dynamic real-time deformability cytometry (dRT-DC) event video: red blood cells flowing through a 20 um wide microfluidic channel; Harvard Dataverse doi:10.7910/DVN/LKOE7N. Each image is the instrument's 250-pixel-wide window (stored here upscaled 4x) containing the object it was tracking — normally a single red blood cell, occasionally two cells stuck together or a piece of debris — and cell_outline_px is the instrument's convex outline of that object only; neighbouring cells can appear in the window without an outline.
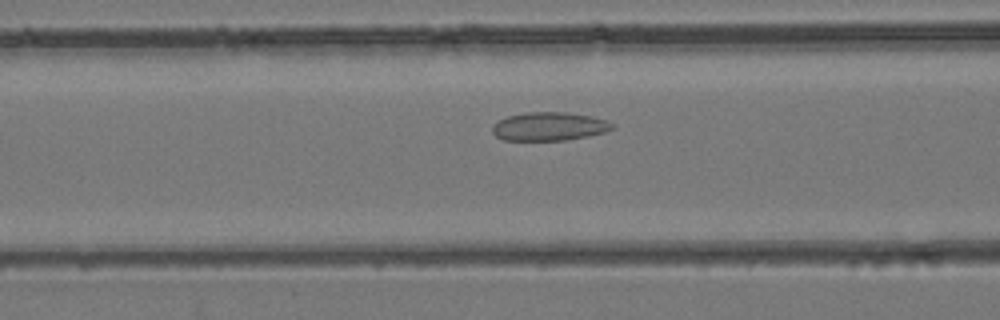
{"species": "common noctule bat (a hibernating species)", "species_latin": "Nyctalus noctula", "temperature_condition": "room temperature", "stored_images_in_passage": 35, "camera_frame_rate_fps": 3000, "um_per_image_px": 0.085, "animal": {"sex": "female", "body_mass_g": 24.6, "forearm_length_mm": 56.2}, "frame": {"image": 1, "passage_image": 9, "time_ms": 2.667, "image_size_px": [1000, 320], "cell_outline_px": [[616, 128], [604, 132], [588, 136], [564, 140], [504, 140], [496, 136], [492, 132], [492, 124], [496, 120], [508, 116], [524, 112], [568, 112], [592, 116], [608, 120]], "centroid_in_image_um": [46.67, 10.73], "position_along_channel_um": 119.9, "area_um2": 20.11}}
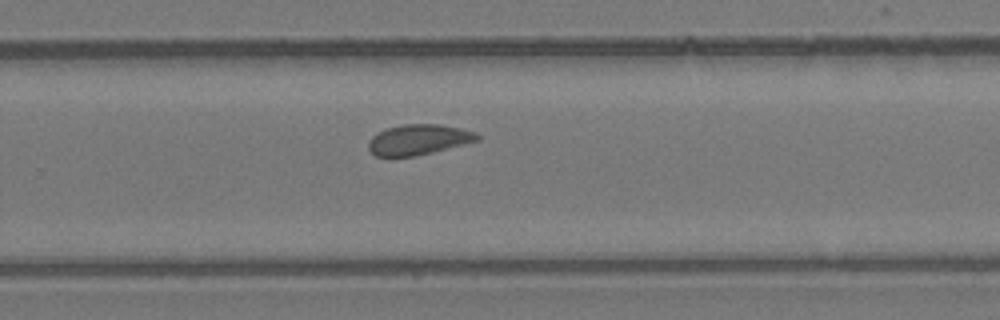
{"frame": {"image": 2, "passage_image": 20, "time_ms": 6.333, "image_size_px": [1000, 320], "cell_outline_px": [[480, 140], [432, 152], [412, 156], [376, 156], [368, 148], [368, 140], [372, 136], [388, 128], [404, 124], [440, 124], [460, 128], [476, 132], [480, 136]], "centroid_in_image_um": [35.59, 11.86], "position_along_channel_um": 294.2, "area_um2": 19.07}}
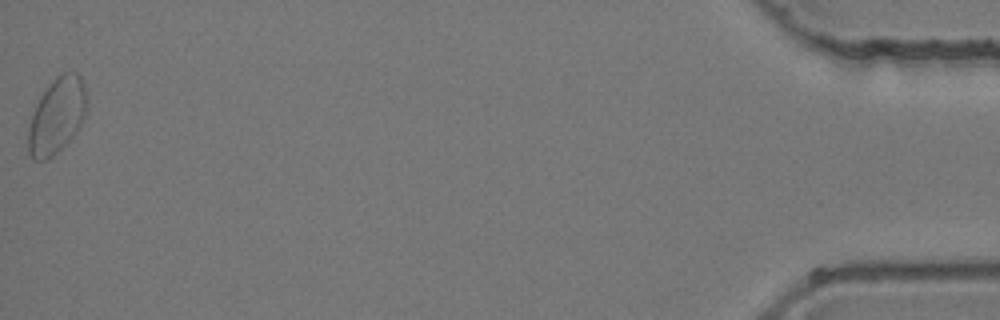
{"frame": {"image": 3, "passage_image": 35, "time_ms": 11.333, "image_size_px": [1000, 320], "cell_outline_px": [[88, 108], [76, 132], [52, 156], [44, 160], [32, 160], [28, 152], [28, 128], [36, 104], [40, 96], [48, 84], [60, 72], [76, 72], [80, 76], [84, 84], [88, 100]], "centroid_in_image_um": [4.84, 9.79], "position_along_channel_um": 430.4, "area_um2": 25.89}}